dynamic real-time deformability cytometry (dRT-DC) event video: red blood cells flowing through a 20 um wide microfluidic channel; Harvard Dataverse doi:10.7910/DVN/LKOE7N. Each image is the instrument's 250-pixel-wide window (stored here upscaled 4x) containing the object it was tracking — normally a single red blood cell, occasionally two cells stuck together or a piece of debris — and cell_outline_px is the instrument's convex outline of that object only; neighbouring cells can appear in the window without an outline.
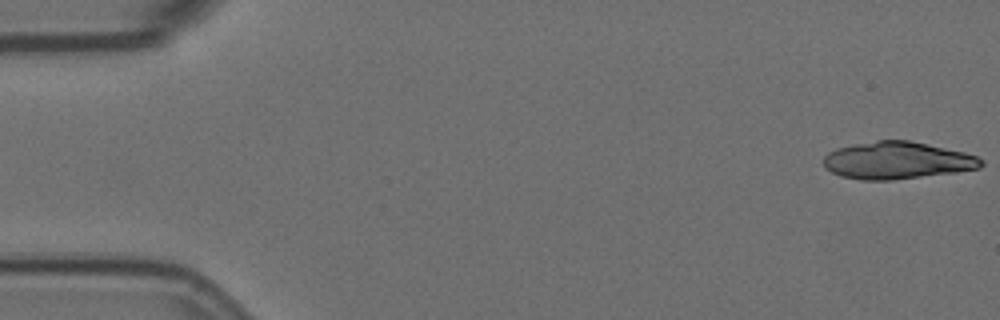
{"species": "Egyptian fruit bat (a non-hibernating species)", "species_latin": "Rousettus aegyptiacus", "temperature_condition": "room temperature", "stored_images_in_passage": 18, "camera_frame_rate_fps": 3000, "um_per_image_px": 0.085, "animal": {"sex": "female"}, "frame": {"image": 1, "passage_image": 1, "time_ms": 0.0, "image_size_px": [1000, 320], "cell_outline_px": [[984, 164], [980, 168], [956, 172], [892, 180], [860, 180], [840, 176], [832, 172], [824, 164], [824, 156], [828, 152], [836, 148], [876, 140], [908, 140], [964, 152], [976, 156], [984, 160]], "centroid_in_image_um": [76.26, 13.64], "position_along_channel_um": 8.7, "area_um2": 34.1}}